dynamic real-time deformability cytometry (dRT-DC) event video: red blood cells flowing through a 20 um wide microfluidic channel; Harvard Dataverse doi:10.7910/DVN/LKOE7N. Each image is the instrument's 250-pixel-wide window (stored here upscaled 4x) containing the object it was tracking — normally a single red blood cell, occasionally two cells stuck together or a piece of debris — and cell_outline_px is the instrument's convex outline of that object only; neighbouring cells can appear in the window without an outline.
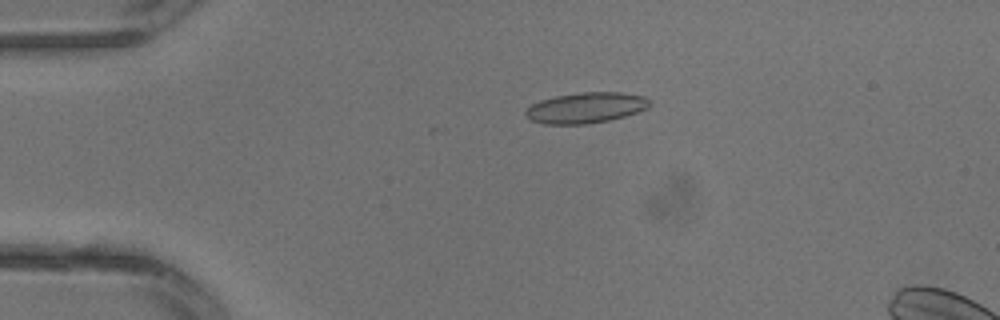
{"species": "common noctule bat (a hibernating species)", "species_latin": "Nyctalus noctula", "temperature_condition": "warm", "stored_images_in_passage": 2, "camera_frame_rate_fps": 3000, "um_per_image_px": 0.085, "animal": {"sex": "male", "body_mass_g": 13.3}, "frame": {"image": 1, "passage_image": 1, "time_ms": 0.0, "image_size_px": [1000, 320], "cell_outline_px": [[652, 104], [648, 108], [624, 116], [608, 120], [588, 124], [544, 124], [528, 120], [524, 112], [532, 104], [540, 100], [556, 96], [580, 92], [620, 92], [644, 96], [652, 100]], "centroid_in_image_um": [49.8, 9.16], "position_along_channel_um": 35.2, "area_um2": 22.31}}